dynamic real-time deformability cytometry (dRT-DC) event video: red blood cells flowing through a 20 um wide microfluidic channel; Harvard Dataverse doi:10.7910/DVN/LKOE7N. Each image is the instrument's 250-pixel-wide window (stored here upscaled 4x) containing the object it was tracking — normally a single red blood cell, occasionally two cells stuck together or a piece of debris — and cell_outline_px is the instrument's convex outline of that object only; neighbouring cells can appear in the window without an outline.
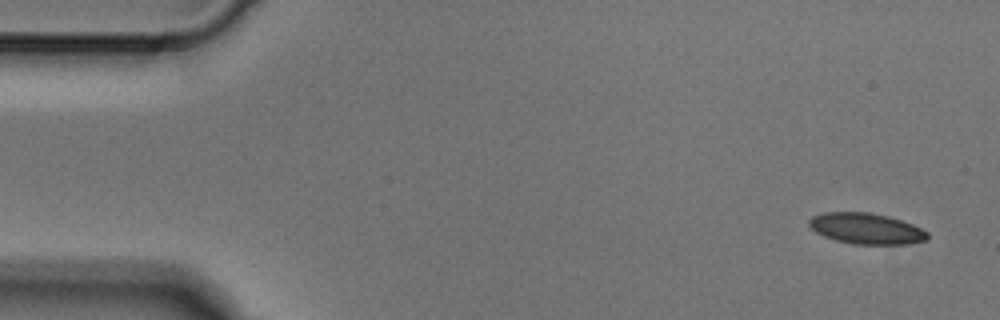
{"species": "Egyptian fruit bat (a non-hibernating species)", "species_latin": "Rousettus aegyptiacus", "temperature_condition": "cold", "stored_images_in_passage": 4, "camera_frame_rate_fps": 3000, "um_per_image_px": 0.085, "animal": {"sex": "male"}, "frame": {"image": 1, "passage_image": 1, "time_ms": 0.0, "image_size_px": [1000, 320], "cell_outline_px": [[928, 240], [908, 244], [852, 244], [836, 240], [824, 236], [808, 228], [808, 220], [812, 216], [824, 212], [872, 212], [888, 216], [912, 224], [928, 232]], "centroid_in_image_um": [73.6, 19.42], "position_along_channel_um": 11.4, "area_um2": 21.5}}
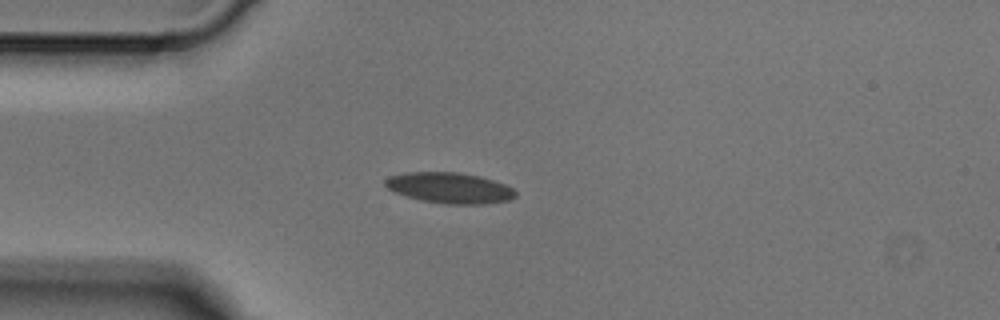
{"frame": {"image": 2, "passage_image": 3, "time_ms": 0.667, "image_size_px": [1000, 320], "cell_outline_px": [[516, 196], [508, 200], [484, 204], [444, 204], [420, 200], [396, 192], [388, 188], [384, 184], [384, 180], [388, 176], [404, 172], [456, 172], [480, 176], [504, 184], [512, 188], [516, 192]], "centroid_in_image_um": [38.2, 15.97], "position_along_channel_um": 46.8, "area_um2": 23.29}}